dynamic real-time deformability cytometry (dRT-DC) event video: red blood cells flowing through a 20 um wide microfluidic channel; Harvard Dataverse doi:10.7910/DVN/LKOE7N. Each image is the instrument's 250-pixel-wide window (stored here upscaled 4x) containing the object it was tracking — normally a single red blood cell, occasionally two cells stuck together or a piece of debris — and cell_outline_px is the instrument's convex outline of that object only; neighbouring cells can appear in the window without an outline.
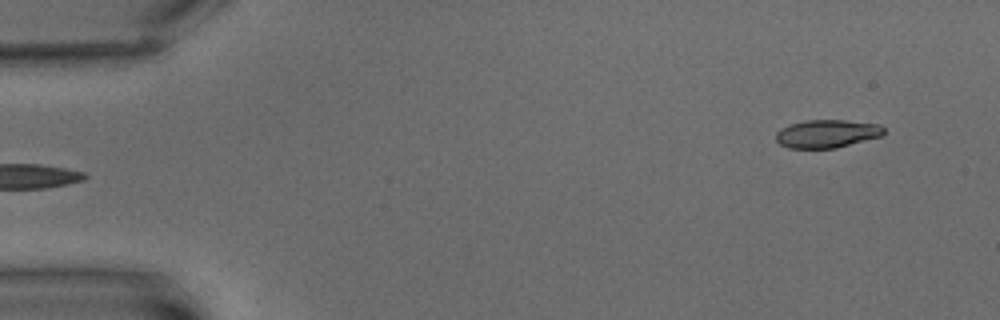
{"species": "common noctule bat (a hibernating species)", "species_latin": "Nyctalus noctula", "temperature_condition": "warm", "stored_images_in_passage": 4, "segment_of_instrument_passage": [2, 2], "camera_frame_rate_fps": 3000, "um_per_image_px": 0.085, "animal": {"sex": "male", "body_mass_g": 15.6}, "frame": {"image": 1, "passage_image": 4, "time_ms": 4.667, "image_size_px": [1000, 320], "cell_outline_px": [[884, 132], [880, 136], [836, 148], [788, 148], [780, 144], [776, 140], [776, 132], [780, 128], [804, 120], [844, 120], [880, 124], [884, 128]], "centroid_in_image_um": [70.27, 11.36], "position_along_channel_um": 14.7, "area_um2": 17.57}}